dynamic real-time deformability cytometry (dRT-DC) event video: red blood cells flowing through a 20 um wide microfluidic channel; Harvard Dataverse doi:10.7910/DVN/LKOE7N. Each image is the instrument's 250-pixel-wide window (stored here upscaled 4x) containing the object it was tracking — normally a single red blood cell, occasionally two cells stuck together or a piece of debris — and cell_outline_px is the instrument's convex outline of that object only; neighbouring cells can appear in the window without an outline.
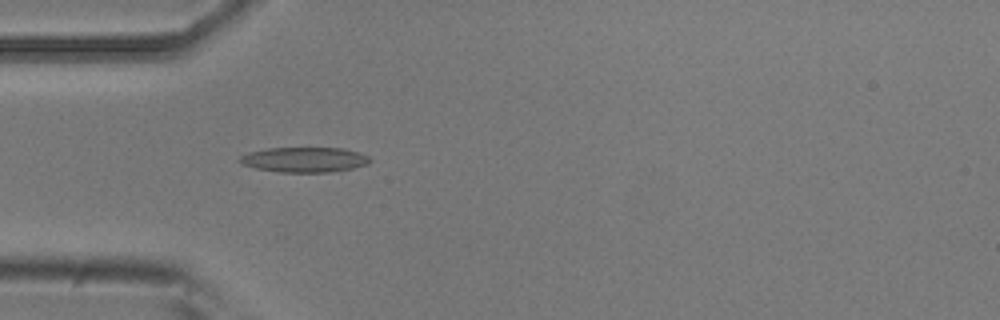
{"species": "common noctule bat (a hibernating species)", "species_latin": "Nyctalus noctula", "temperature_condition": "room temperature", "stored_images_in_passage": 4, "camera_frame_rate_fps": 3000, "um_per_image_px": 0.085, "animal": {"sex": "male", "body_mass_g": 20.5, "forearm_length_mm": 52.5}, "frame": {"image": 1, "passage_image": 4, "time_ms": 1.0, "image_size_px": [1000, 320], "cell_outline_px": [[372, 160], [368, 164], [352, 168], [328, 172], [280, 172], [256, 168], [240, 164], [240, 156], [248, 152], [268, 148], [344, 148], [368, 156]], "centroid_in_image_um": [25.86, 13.57], "position_along_channel_um": 59.1, "area_um2": 18.9}}